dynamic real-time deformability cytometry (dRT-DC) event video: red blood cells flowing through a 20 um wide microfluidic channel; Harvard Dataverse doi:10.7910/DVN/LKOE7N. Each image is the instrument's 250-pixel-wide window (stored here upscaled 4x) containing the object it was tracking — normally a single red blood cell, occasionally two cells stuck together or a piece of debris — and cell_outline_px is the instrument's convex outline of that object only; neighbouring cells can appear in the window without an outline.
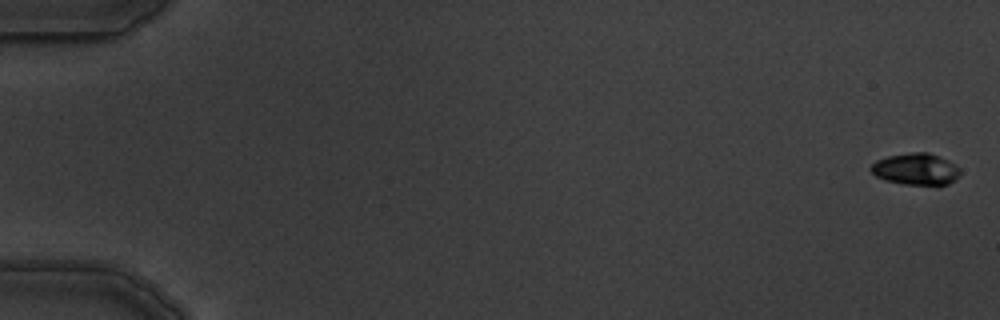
{"species": "common noctule bat (a hibernating species)", "species_latin": "Nyctalus noctula", "temperature_condition": "warm", "stored_images_in_passage": 5, "segment_of_instrument_passage": [2, 2], "camera_frame_rate_fps": 3000, "um_per_image_px": 0.085, "animal": {"sex": "male", "body_mass_g": 19.5, "forearm_length_mm": 54.6}, "frame": {"image": 1, "passage_image": 5, "time_ms": 5.667, "image_size_px": [1000, 320], "cell_outline_px": [[960, 172], [948, 184], [904, 184], [884, 180], [876, 176], [868, 168], [876, 160], [888, 156], [912, 152], [928, 152], [940, 156], [956, 164], [960, 168]], "centroid_in_image_um": [77.82, 14.35], "position_along_channel_um": 7.2, "area_um2": 16.36}}